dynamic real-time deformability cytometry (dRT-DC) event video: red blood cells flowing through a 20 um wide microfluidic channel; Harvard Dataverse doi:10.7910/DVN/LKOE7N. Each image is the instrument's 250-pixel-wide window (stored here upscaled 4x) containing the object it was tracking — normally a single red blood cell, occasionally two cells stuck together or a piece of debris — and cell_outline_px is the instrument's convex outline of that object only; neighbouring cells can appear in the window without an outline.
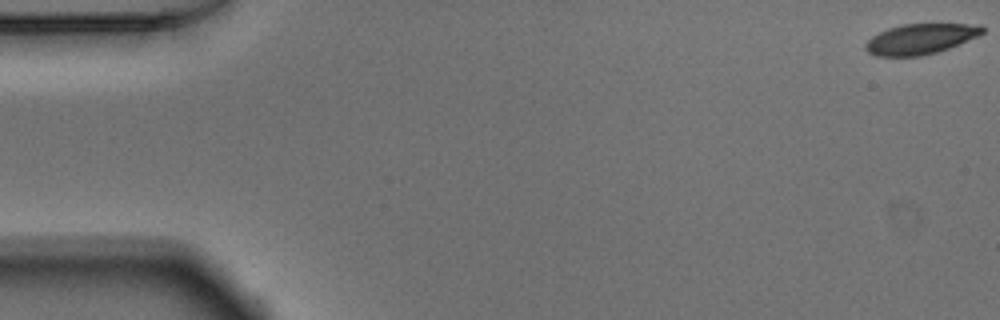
{"species": "Egyptian fruit bat (a non-hibernating species)", "species_latin": "Rousettus aegyptiacus", "temperature_condition": "warm", "stored_images_in_passage": 52, "camera_frame_rate_fps": 3000, "um_per_image_px": 0.085, "animal": {"sex": "male"}, "frame": {"image": 1, "passage_image": 1, "time_ms": 0.0, "image_size_px": [1000, 320], "cell_outline_px": [[984, 32], [976, 36], [948, 48], [936, 52], [920, 56], [876, 56], [868, 52], [864, 48], [864, 44], [872, 36], [888, 28], [904, 24], [980, 24], [984, 28]], "centroid_in_image_um": [78.2, 3.31], "position_along_channel_um": 6.8, "area_um2": 20.46}}
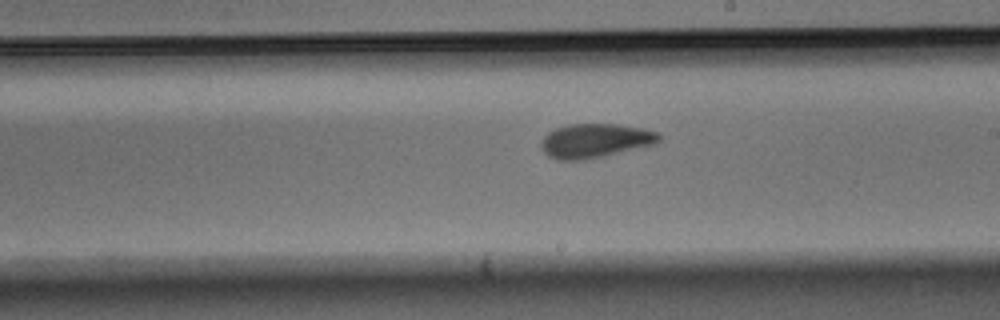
{"frame": {"image": 2, "passage_image": 30, "time_ms": 9.667, "image_size_px": [1000, 320], "cell_outline_px": [[660, 140], [656, 144], [604, 156], [584, 160], [556, 160], [548, 156], [540, 148], [540, 144], [544, 136], [548, 132], [556, 128], [568, 124], [620, 124], [644, 128], [656, 132], [660, 136]], "centroid_in_image_um": [50.57, 11.96], "position_along_channel_um": 238.4, "area_um2": 23.64}}
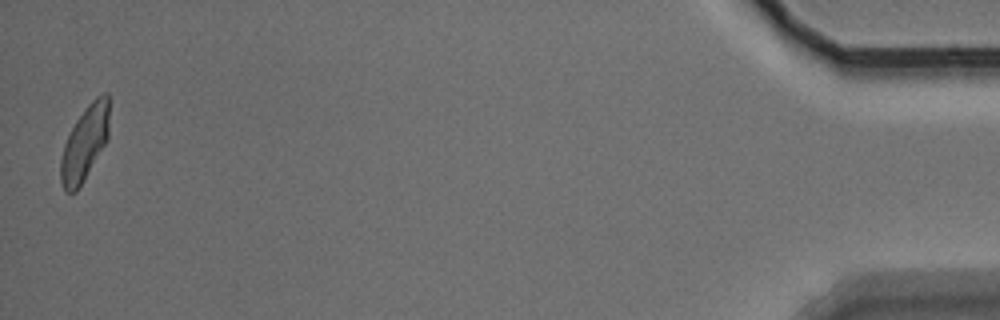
{"frame": {"image": 3, "passage_image": 52, "time_ms": 17.0, "image_size_px": [1000, 320], "cell_outline_px": [[108, 136], [104, 144], [84, 180], [76, 192], [64, 192], [60, 180], [60, 160], [64, 144], [76, 120], [88, 104], [96, 96], [104, 92], [108, 92]], "centroid_in_image_um": [7.17, 12.18], "position_along_channel_um": 428.0, "area_um2": 20.81}, "authors_computed_cell_mechanics": {"area_um2": 22.4842, "velocity_mm_per_s": 3.8574, "shape_relaxation_time_tau1_ms": 2.9117, "shape_relaxation_time_tau2_ms": 2.1676, "deformation_change_tau1": 0.1328, "deformation_change_tau2": 0.0684}}